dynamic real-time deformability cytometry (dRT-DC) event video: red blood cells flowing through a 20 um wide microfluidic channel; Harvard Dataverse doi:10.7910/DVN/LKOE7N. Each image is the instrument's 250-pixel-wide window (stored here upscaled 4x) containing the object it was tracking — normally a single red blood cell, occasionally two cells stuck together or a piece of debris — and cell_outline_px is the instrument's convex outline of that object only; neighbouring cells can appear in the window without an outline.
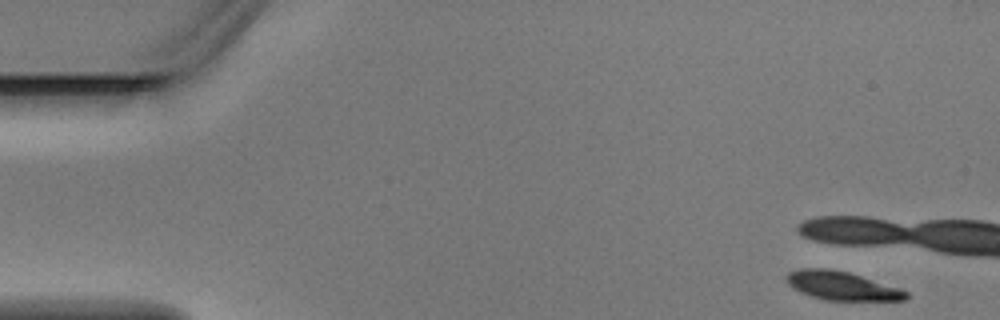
{"species": "Egyptian fruit bat (a non-hibernating species)", "species_latin": "Rousettus aegyptiacus", "temperature_condition": "warm", "stored_images_in_passage": 1, "camera_frame_rate_fps": 3000, "um_per_image_px": 0.085, "animal": {"sex": "male"}, "frame": {"image": 1, "passage_image": 1, "time_ms": 0.0, "image_size_px": [1000, 320], "cell_outline_px": [[908, 296], [904, 300], [828, 300], [812, 296], [800, 292], [792, 288], [788, 284], [784, 276], [788, 272], [800, 268], [824, 268], [848, 272], [908, 292]], "centroid_in_image_um": [71.45, 24.28], "position_along_channel_um": 13.5, "area_um2": 19.54}}